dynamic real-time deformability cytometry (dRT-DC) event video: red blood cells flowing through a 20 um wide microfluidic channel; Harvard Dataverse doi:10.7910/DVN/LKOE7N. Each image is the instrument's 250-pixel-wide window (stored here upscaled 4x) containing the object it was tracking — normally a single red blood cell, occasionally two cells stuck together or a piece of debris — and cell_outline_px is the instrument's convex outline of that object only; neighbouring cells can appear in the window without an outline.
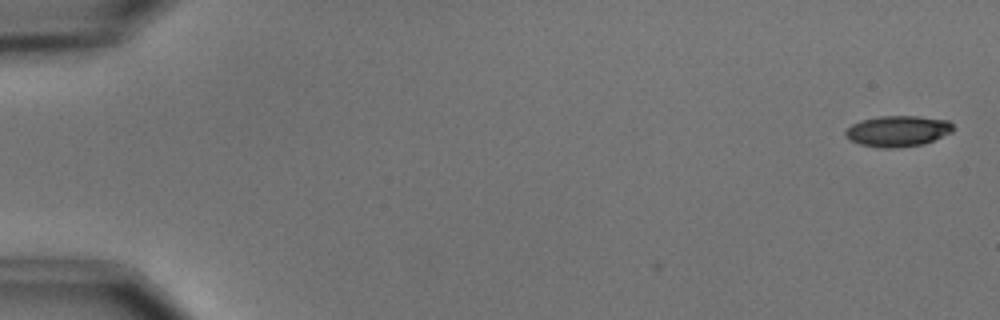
{"species": "common noctule bat (a hibernating species)", "species_latin": "Nyctalus noctula", "temperature_condition": "cold", "stored_images_in_passage": 5, "camera_frame_rate_fps": 3000, "um_per_image_px": 0.085, "animal": {"sex": "male", "body_mass_g": 15.6}, "frame": {"image": 1, "passage_image": 1, "time_ms": 0.0, "image_size_px": [1000, 320], "cell_outline_px": [[956, 128], [952, 132], [924, 144], [896, 148], [880, 148], [860, 144], [844, 136], [844, 132], [852, 124], [860, 120], [880, 116], [920, 116], [948, 120]], "centroid_in_image_um": [76.33, 11.14], "position_along_channel_um": 8.7, "area_um2": 19.54}}
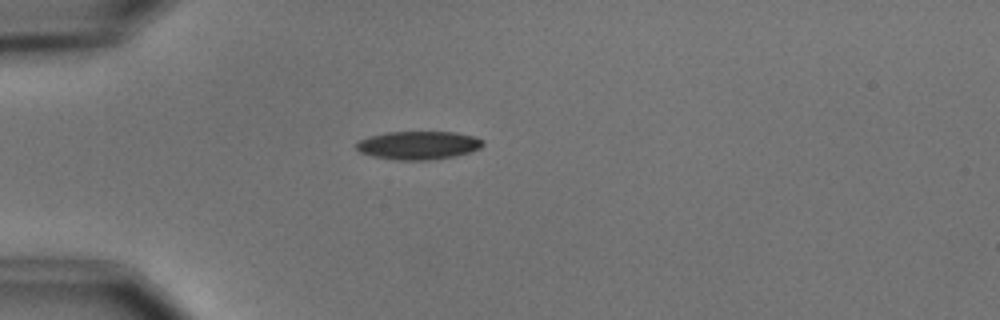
{"frame": {"image": 2, "passage_image": 5, "time_ms": 4.667, "image_size_px": [1000, 320], "cell_outline_px": [[484, 144], [480, 148], [456, 156], [432, 160], [396, 160], [372, 156], [360, 152], [356, 148], [356, 144], [360, 140], [368, 136], [384, 132], [456, 132], [476, 136], [484, 140]], "centroid_in_image_um": [35.58, 12.34], "position_along_channel_um": 49.4, "area_um2": 21.1}}